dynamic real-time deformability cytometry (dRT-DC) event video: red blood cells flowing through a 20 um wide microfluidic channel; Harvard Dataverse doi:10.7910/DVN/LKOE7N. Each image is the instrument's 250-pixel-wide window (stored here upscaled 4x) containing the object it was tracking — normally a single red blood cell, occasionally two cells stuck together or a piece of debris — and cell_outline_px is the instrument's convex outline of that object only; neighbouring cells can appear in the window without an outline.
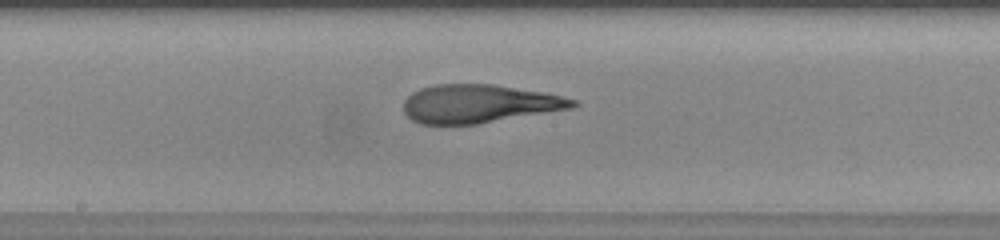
{"species": "human", "species_latin": "Homo sapiens", "temperature_condition": "warm", "stored_images_in_passage": 41, "camera_frame_rate_fps": 3000, "um_per_image_px": 0.085, "donor": {"sex": "female"}, "frame": {"image": 1, "passage_image": 20, "time_ms": 6.333, "image_size_px": [1000, 240], "cell_outline_px": [[580, 104], [572, 108], [476, 124], [420, 124], [412, 120], [404, 112], [404, 100], [412, 92], [420, 88], [436, 84], [492, 84], [544, 92], [564, 96], [576, 100]], "centroid_in_image_um": [40.72, 8.81], "position_along_channel_um": 207.5, "area_um2": 37.74}}
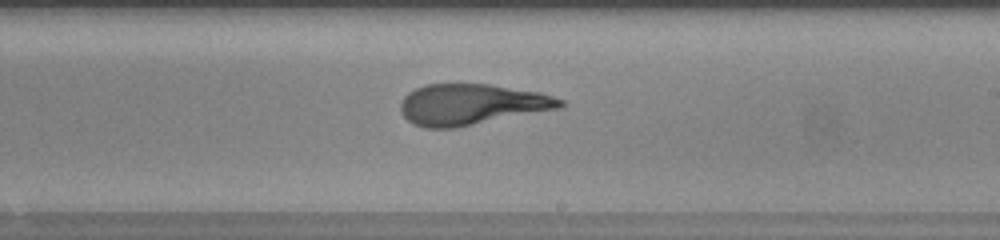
{"frame": {"image": 2, "passage_image": 23, "time_ms": 7.333, "image_size_px": [1000, 240], "cell_outline_px": [[564, 108], [456, 128], [424, 128], [412, 124], [400, 112], [400, 104], [404, 96], [408, 92], [416, 88], [428, 84], [488, 84], [540, 92], [564, 100]], "centroid_in_image_um": [40.09, 8.89], "position_along_channel_um": 248.9, "area_um2": 38.44}}
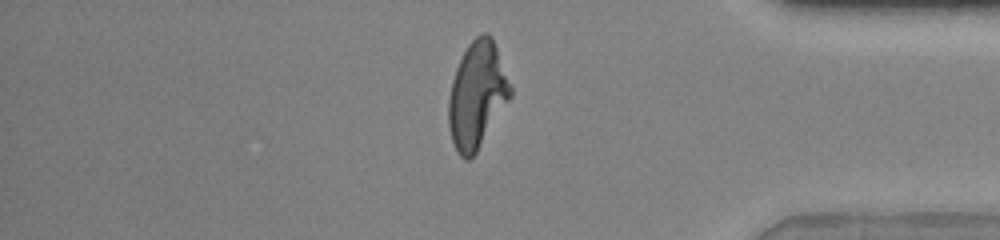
{"frame": {"image": 3, "passage_image": 35, "time_ms": 11.333, "image_size_px": [1000, 240], "cell_outline_px": [[512, 96], [476, 152], [468, 160], [464, 160], [460, 156], [452, 140], [448, 124], [448, 100], [452, 80], [456, 68], [468, 44], [480, 32], [488, 32], [492, 36], [512, 88]], "centroid_in_image_um": [40.55, 8.06], "position_along_channel_um": 394.7, "area_um2": 38.15}}